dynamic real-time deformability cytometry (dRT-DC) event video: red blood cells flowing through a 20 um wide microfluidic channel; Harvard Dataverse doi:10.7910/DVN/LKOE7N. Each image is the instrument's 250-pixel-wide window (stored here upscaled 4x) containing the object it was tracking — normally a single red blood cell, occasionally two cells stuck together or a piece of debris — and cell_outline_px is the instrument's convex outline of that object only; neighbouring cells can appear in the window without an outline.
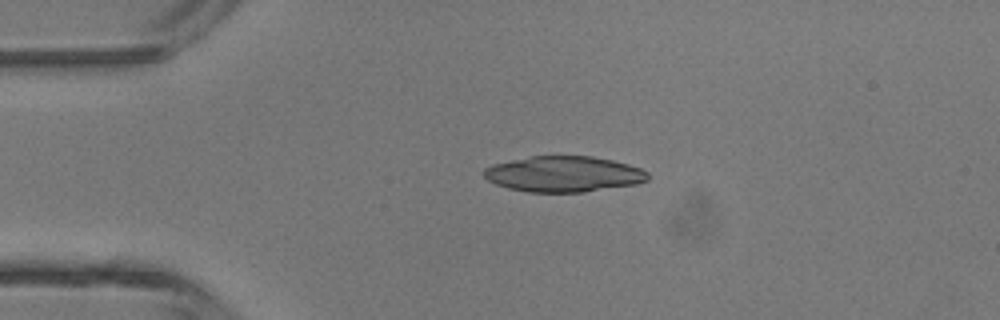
{"species": "common noctule bat (a hibernating species)", "species_latin": "Nyctalus noctula", "temperature_condition": "room temperature", "stored_images_in_passage": 4, "camera_frame_rate_fps": 3000, "um_per_image_px": 0.085, "animal": {"sex": "male", "body_mass_g": 13.3}, "frame": {"image": 1, "passage_image": 2, "time_ms": 0.333, "image_size_px": [1000, 320], "cell_outline_px": [[648, 180], [636, 184], [584, 192], [528, 192], [508, 188], [496, 184], [488, 180], [480, 172], [484, 168], [492, 164], [532, 156], [592, 156], [612, 160], [628, 164], [640, 168], [648, 172]], "centroid_in_image_um": [47.89, 14.79], "position_along_channel_um": 37.1, "area_um2": 34.22}}